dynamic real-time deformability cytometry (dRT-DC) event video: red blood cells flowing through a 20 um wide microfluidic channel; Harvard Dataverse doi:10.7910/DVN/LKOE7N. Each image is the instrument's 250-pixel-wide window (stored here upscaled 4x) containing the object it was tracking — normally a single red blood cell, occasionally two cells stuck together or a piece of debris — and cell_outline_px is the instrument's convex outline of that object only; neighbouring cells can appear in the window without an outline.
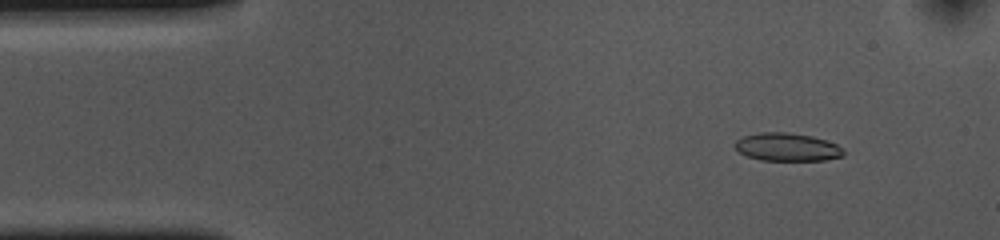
{"species": "common noctule bat (a hibernating species)", "species_latin": "Nyctalus noctula", "temperature_condition": "cold", "stored_images_in_passage": 14, "camera_frame_rate_fps": 3000, "um_per_image_px": 0.085, "animal": {"sex": "female", "body_mass_g": 10.0, "forearm_length_mm": 53.1}, "frame": {"image": 1, "passage_image": 5, "time_ms": 1.333, "image_size_px": [1000, 240], "cell_outline_px": [[844, 156], [828, 160], [760, 160], [748, 156], [740, 152], [732, 144], [736, 140], [744, 136], [760, 132], [788, 132], [812, 136], [836, 144], [844, 148]], "centroid_in_image_um": [66.92, 12.5], "position_along_channel_um": 18.1, "area_um2": 17.8}}
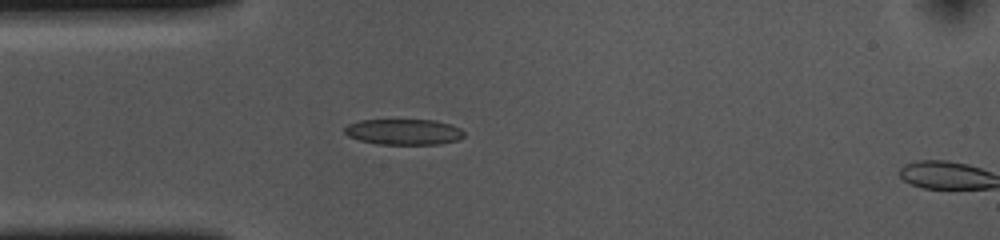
{"frame": {"image": 2, "passage_image": 13, "time_ms": 4.0, "image_size_px": [1000, 240], "cell_outline_px": [[464, 136], [456, 140], [440, 144], [376, 144], [360, 140], [348, 136], [344, 132], [344, 128], [348, 124], [360, 120], [436, 120], [452, 124], [460, 128], [464, 132]], "centroid_in_image_um": [34.32, 11.2], "position_along_channel_um": 50.7, "area_um2": 17.98}}